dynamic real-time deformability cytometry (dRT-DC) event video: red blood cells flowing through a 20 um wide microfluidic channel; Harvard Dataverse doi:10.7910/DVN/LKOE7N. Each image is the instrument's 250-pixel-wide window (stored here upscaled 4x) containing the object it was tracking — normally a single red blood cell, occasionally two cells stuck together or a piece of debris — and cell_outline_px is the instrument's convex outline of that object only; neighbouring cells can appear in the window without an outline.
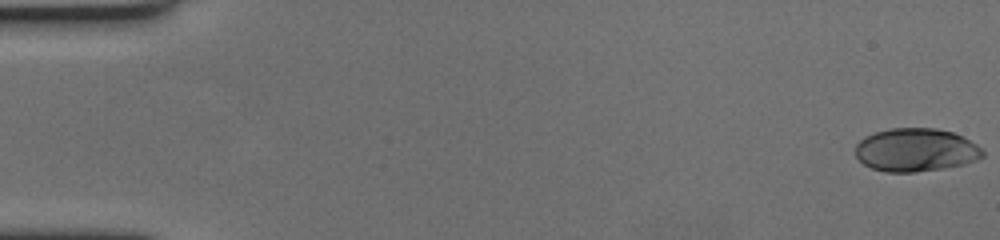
{"species": "human", "species_latin": "Homo sapiens", "temperature_condition": "cold", "stored_images_in_passage": 60, "camera_frame_rate_fps": 3000, "um_per_image_px": 0.085, "donor": {"sex": "female"}, "frame": {"image": 1, "passage_image": 1, "time_ms": 0.0, "image_size_px": [1000, 240], "cell_outline_px": [[984, 156], [976, 160], [964, 164], [944, 168], [912, 172], [884, 172], [872, 168], [864, 164], [856, 156], [856, 144], [864, 136], [888, 128], [936, 128], [952, 132], [976, 144], [984, 152]], "centroid_in_image_um": [77.82, 12.74], "position_along_channel_um": 7.2, "area_um2": 31.96}}
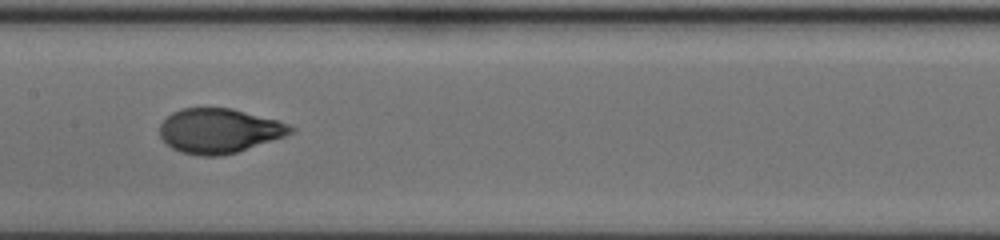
{"frame": {"image": 2, "passage_image": 31, "time_ms": 10.0, "image_size_px": [1000, 240], "cell_outline_px": [[296, 128], [292, 132], [284, 136], [236, 152], [220, 156], [196, 156], [180, 152], [172, 148], [160, 136], [160, 124], [172, 112], [180, 108], [232, 108], [276, 120], [288, 124]], "centroid_in_image_um": [18.59, 11.12], "position_along_channel_um": 188.8, "area_um2": 33.81}}
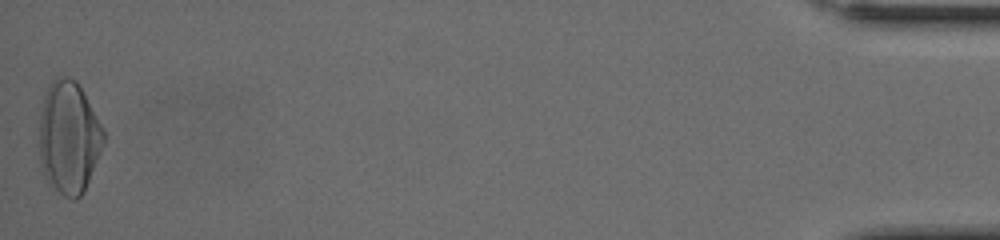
{"frame": {"image": 3, "passage_image": 60, "time_ms": 19.667, "image_size_px": [1000, 240], "cell_outline_px": [[104, 144], [84, 192], [76, 200], [72, 200], [64, 196], [48, 184], [44, 176], [40, 164], [40, 116], [44, 96], [48, 84], [56, 76], [68, 76], [76, 80], [104, 128]], "centroid_in_image_um": [5.85, 11.69], "position_along_channel_um": 429.4, "area_um2": 42.48}, "authors_computed_cell_mechanics": {"area_um2": 33.8997, "velocity_mm_per_s": 3.4722, "shape_relaxation_time_tau1_ms": 3.4784, "shape_relaxation_time_tau2_ms": 0.7598, "deformation_change_tau1": 0.1801, "deformation_change_tau2": 0.0524}}